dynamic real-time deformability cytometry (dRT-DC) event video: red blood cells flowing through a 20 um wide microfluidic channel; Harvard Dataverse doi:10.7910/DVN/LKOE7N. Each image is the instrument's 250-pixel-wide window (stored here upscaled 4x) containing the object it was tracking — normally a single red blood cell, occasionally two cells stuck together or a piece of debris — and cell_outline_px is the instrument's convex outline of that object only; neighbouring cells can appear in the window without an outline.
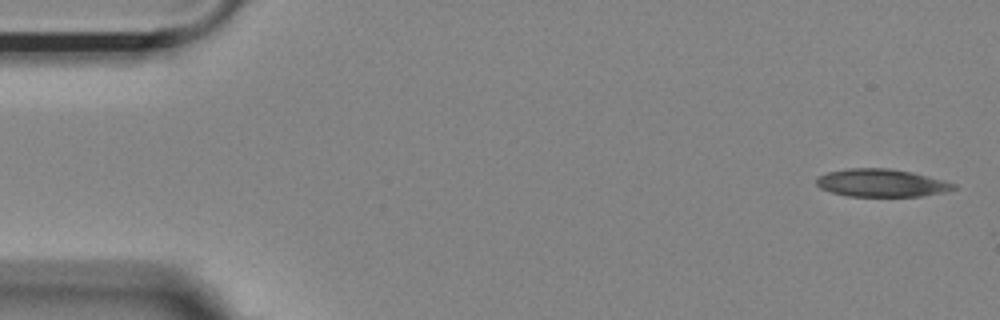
{"species": "Egyptian fruit bat (a non-hibernating species)", "species_latin": "Rousettus aegyptiacus", "temperature_condition": "room temperature", "stored_images_in_passage": 6, "camera_frame_rate_fps": 3000, "um_per_image_px": 0.085, "animal": {"sex": "female"}, "frame": {"image": 1, "passage_image": 1, "time_ms": 0.0, "image_size_px": [1000, 320], "cell_outline_px": [[956, 188], [944, 192], [920, 196], [848, 196], [832, 192], [820, 188], [816, 184], [816, 180], [820, 176], [828, 172], [848, 168], [888, 168], [912, 172], [956, 184]], "centroid_in_image_um": [74.9, 15.55], "position_along_channel_um": 10.1, "area_um2": 21.96}}